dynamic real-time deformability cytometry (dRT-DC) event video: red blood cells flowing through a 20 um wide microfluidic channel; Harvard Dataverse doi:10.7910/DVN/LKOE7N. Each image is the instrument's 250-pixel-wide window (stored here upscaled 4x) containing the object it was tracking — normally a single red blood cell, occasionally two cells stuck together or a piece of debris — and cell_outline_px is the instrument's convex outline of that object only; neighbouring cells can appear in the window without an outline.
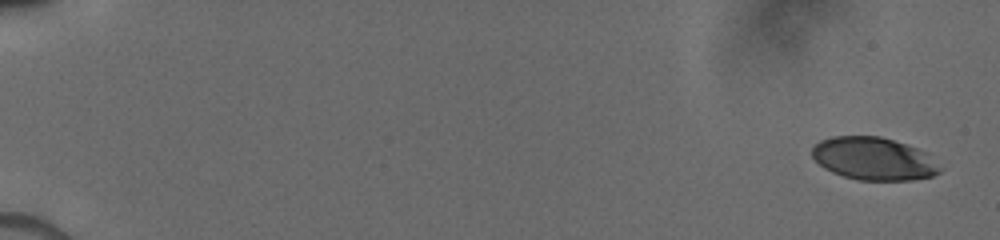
{"species": "human", "species_latin": "Homo sapiens", "temperature_condition": "cold", "stored_images_in_passage": 45, "camera_frame_rate_fps": 3000, "um_per_image_px": 0.085, "donor": {"sex": "male"}, "frame": {"image": 1, "passage_image": 1, "time_ms": 0.0, "image_size_px": [1000, 240], "cell_outline_px": [[944, 168], [940, 172], [932, 176], [912, 180], [856, 180], [832, 172], [824, 168], [812, 156], [812, 148], [820, 140], [832, 136], [880, 136], [916, 148], [924, 152]], "centroid_in_image_um": [74.26, 13.5], "position_along_channel_um": 10.7, "area_um2": 31.73}}
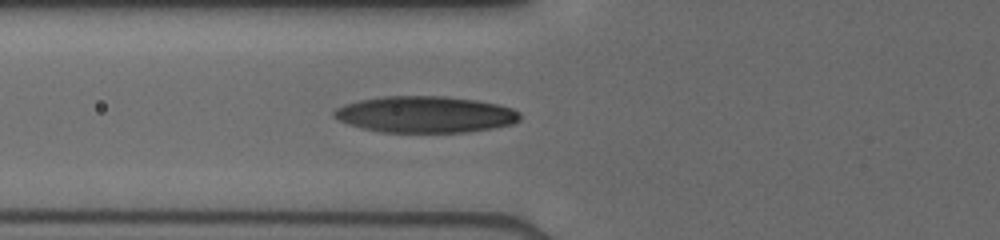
{"frame": {"image": 2, "passage_image": 29, "time_ms": 6.667, "image_size_px": [1000, 240], "cell_outline_px": [[520, 120], [512, 124], [492, 128], [468, 132], [380, 132], [348, 124], [332, 116], [332, 112], [336, 108], [360, 100], [384, 96], [444, 96], [476, 100], [496, 104], [512, 108], [520, 112]], "centroid_in_image_um": [36.16, 9.73], "position_along_channel_um": 89.6, "area_um2": 39.36}}
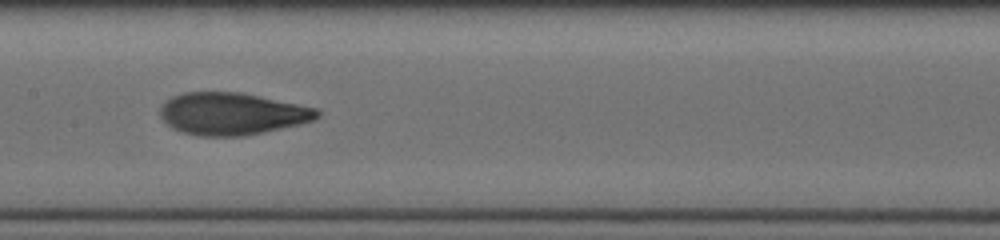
{"frame": {"image": 3, "passage_image": 44, "time_ms": 9.0, "image_size_px": [1000, 240], "cell_outline_px": [[320, 116], [316, 120], [300, 124], [264, 132], [244, 136], [200, 136], [180, 132], [172, 128], [160, 116], [160, 104], [172, 96], [184, 92], [240, 92], [320, 108]], "centroid_in_image_um": [19.74, 9.67], "position_along_channel_um": 187.7, "area_um2": 39.02}}